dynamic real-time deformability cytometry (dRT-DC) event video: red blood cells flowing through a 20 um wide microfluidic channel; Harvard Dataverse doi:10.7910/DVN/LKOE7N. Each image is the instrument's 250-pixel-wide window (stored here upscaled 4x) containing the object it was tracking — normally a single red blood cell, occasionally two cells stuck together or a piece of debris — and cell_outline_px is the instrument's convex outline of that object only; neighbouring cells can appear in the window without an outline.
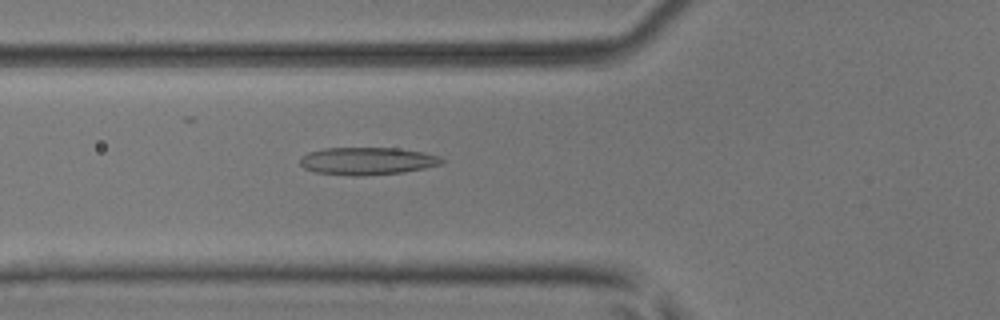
{"species": "common noctule bat (a hibernating species)", "species_latin": "Nyctalus noctula", "temperature_condition": "room temperature", "stored_images_in_passage": 45, "camera_frame_rate_fps": 3000, "um_per_image_px": 0.085, "animal": {"sex": "male", "body_mass_g": 17.9, "forearm_length_mm": 54.2}, "frame": {"image": 1, "passage_image": 13, "time_ms": 4.0, "image_size_px": [1000, 320], "cell_outline_px": [[444, 160], [440, 164], [424, 168], [404, 172], [360, 176], [352, 176], [316, 172], [304, 168], [300, 164], [300, 160], [308, 152], [324, 148], [396, 148], [424, 152], [440, 156]], "centroid_in_image_um": [31.22, 13.68], "position_along_channel_um": 94.6, "area_um2": 22.66}}
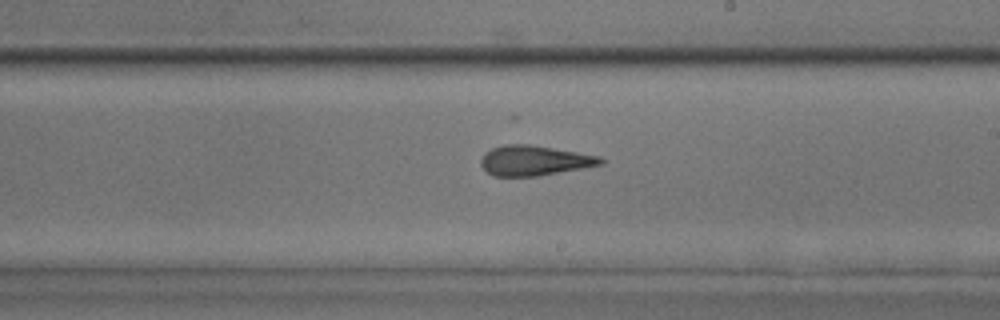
{"frame": {"image": 2, "passage_image": 24, "time_ms": 7.667, "image_size_px": [1000, 320], "cell_outline_px": [[604, 164], [540, 176], [492, 176], [480, 164], [480, 160], [484, 152], [492, 148], [504, 144], [532, 144], [600, 156], [604, 160]], "centroid_in_image_um": [45.41, 13.64], "position_along_channel_um": 243.6, "area_um2": 21.15}}
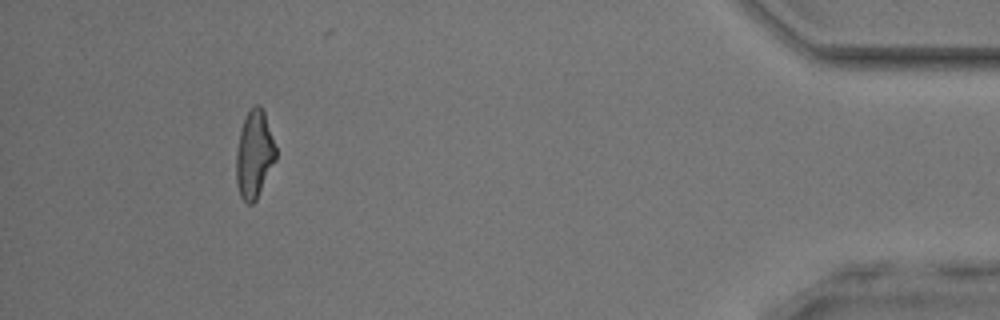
{"frame": {"image": 3, "passage_image": 41, "time_ms": 13.333, "image_size_px": [1000, 320], "cell_outline_px": [[276, 160], [256, 200], [252, 204], [248, 204], [240, 196], [236, 184], [236, 156], [240, 132], [244, 120], [248, 112], [256, 104], [260, 104], [264, 108], [276, 148]], "centroid_in_image_um": [21.63, 13.12], "position_along_channel_um": 413.6, "area_um2": 20.23}, "authors_computed_cell_mechanics": {"area_um2": 21.1548, "velocity_mm_per_s": 4.0658, "shape_relaxation_time_tau1_ms": null, "shape_relaxation_time_tau2_ms": 2.1777, "deformation_change_tau1": null, "deformation_change_tau2": 0.138}}